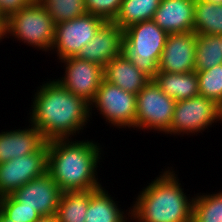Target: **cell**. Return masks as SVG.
Instances as JSON below:
<instances>
[{"instance_id":"1","label":"cell","mask_w":222,"mask_h":222,"mask_svg":"<svg viewBox=\"0 0 222 222\" xmlns=\"http://www.w3.org/2000/svg\"><path fill=\"white\" fill-rule=\"evenodd\" d=\"M43 82L33 96L29 122L48 142L82 133L90 122V104L77 97L56 79ZM89 120V121H88Z\"/></svg>"},{"instance_id":"2","label":"cell","mask_w":222,"mask_h":222,"mask_svg":"<svg viewBox=\"0 0 222 222\" xmlns=\"http://www.w3.org/2000/svg\"><path fill=\"white\" fill-rule=\"evenodd\" d=\"M73 139L48 141L47 172L62 192L102 187L96 175L103 148L98 141Z\"/></svg>"},{"instance_id":"3","label":"cell","mask_w":222,"mask_h":222,"mask_svg":"<svg viewBox=\"0 0 222 222\" xmlns=\"http://www.w3.org/2000/svg\"><path fill=\"white\" fill-rule=\"evenodd\" d=\"M162 173V174H161ZM140 191L131 209L136 222H192L193 200L171 167ZM181 185V186H180Z\"/></svg>"},{"instance_id":"4","label":"cell","mask_w":222,"mask_h":222,"mask_svg":"<svg viewBox=\"0 0 222 222\" xmlns=\"http://www.w3.org/2000/svg\"><path fill=\"white\" fill-rule=\"evenodd\" d=\"M168 35L153 20L133 24L123 30V53L153 79Z\"/></svg>"},{"instance_id":"5","label":"cell","mask_w":222,"mask_h":222,"mask_svg":"<svg viewBox=\"0 0 222 222\" xmlns=\"http://www.w3.org/2000/svg\"><path fill=\"white\" fill-rule=\"evenodd\" d=\"M55 29L56 23L47 9L35 0L6 19L2 39L12 36L32 48L47 52L51 51Z\"/></svg>"},{"instance_id":"6","label":"cell","mask_w":222,"mask_h":222,"mask_svg":"<svg viewBox=\"0 0 222 222\" xmlns=\"http://www.w3.org/2000/svg\"><path fill=\"white\" fill-rule=\"evenodd\" d=\"M218 121L222 123V107L213 100L199 95L176 102L171 126L166 133L198 135Z\"/></svg>"},{"instance_id":"7","label":"cell","mask_w":222,"mask_h":222,"mask_svg":"<svg viewBox=\"0 0 222 222\" xmlns=\"http://www.w3.org/2000/svg\"><path fill=\"white\" fill-rule=\"evenodd\" d=\"M135 128L166 134L171 126L176 101L151 79L137 94Z\"/></svg>"},{"instance_id":"8","label":"cell","mask_w":222,"mask_h":222,"mask_svg":"<svg viewBox=\"0 0 222 222\" xmlns=\"http://www.w3.org/2000/svg\"><path fill=\"white\" fill-rule=\"evenodd\" d=\"M137 96L105 80L101 83L95 99L90 104L92 110H99L103 118L116 128H135ZM95 108V109H92Z\"/></svg>"},{"instance_id":"9","label":"cell","mask_w":222,"mask_h":222,"mask_svg":"<svg viewBox=\"0 0 222 222\" xmlns=\"http://www.w3.org/2000/svg\"><path fill=\"white\" fill-rule=\"evenodd\" d=\"M105 22L99 16L86 13L75 19L57 23L51 50L55 49L59 60L77 56Z\"/></svg>"},{"instance_id":"10","label":"cell","mask_w":222,"mask_h":222,"mask_svg":"<svg viewBox=\"0 0 222 222\" xmlns=\"http://www.w3.org/2000/svg\"><path fill=\"white\" fill-rule=\"evenodd\" d=\"M48 142L38 151L0 163V197L12 195L17 189L47 172Z\"/></svg>"},{"instance_id":"11","label":"cell","mask_w":222,"mask_h":222,"mask_svg":"<svg viewBox=\"0 0 222 222\" xmlns=\"http://www.w3.org/2000/svg\"><path fill=\"white\" fill-rule=\"evenodd\" d=\"M64 63V77L56 79L67 90L91 104L104 80V67L77 56L60 60Z\"/></svg>"},{"instance_id":"12","label":"cell","mask_w":222,"mask_h":222,"mask_svg":"<svg viewBox=\"0 0 222 222\" xmlns=\"http://www.w3.org/2000/svg\"><path fill=\"white\" fill-rule=\"evenodd\" d=\"M62 191L48 172L34 178L12 196L23 206L35 209L41 216H55Z\"/></svg>"},{"instance_id":"13","label":"cell","mask_w":222,"mask_h":222,"mask_svg":"<svg viewBox=\"0 0 222 222\" xmlns=\"http://www.w3.org/2000/svg\"><path fill=\"white\" fill-rule=\"evenodd\" d=\"M196 41L197 34L194 31L169 34L158 62V71H195Z\"/></svg>"},{"instance_id":"14","label":"cell","mask_w":222,"mask_h":222,"mask_svg":"<svg viewBox=\"0 0 222 222\" xmlns=\"http://www.w3.org/2000/svg\"><path fill=\"white\" fill-rule=\"evenodd\" d=\"M122 53L123 30L113 21H106L77 57L104 67Z\"/></svg>"},{"instance_id":"15","label":"cell","mask_w":222,"mask_h":222,"mask_svg":"<svg viewBox=\"0 0 222 222\" xmlns=\"http://www.w3.org/2000/svg\"><path fill=\"white\" fill-rule=\"evenodd\" d=\"M195 0H161L152 20L166 33L193 31Z\"/></svg>"},{"instance_id":"16","label":"cell","mask_w":222,"mask_h":222,"mask_svg":"<svg viewBox=\"0 0 222 222\" xmlns=\"http://www.w3.org/2000/svg\"><path fill=\"white\" fill-rule=\"evenodd\" d=\"M29 127L0 132V163L34 153L47 142L38 128Z\"/></svg>"},{"instance_id":"17","label":"cell","mask_w":222,"mask_h":222,"mask_svg":"<svg viewBox=\"0 0 222 222\" xmlns=\"http://www.w3.org/2000/svg\"><path fill=\"white\" fill-rule=\"evenodd\" d=\"M104 80L127 92L137 94L151 78L122 53L104 66Z\"/></svg>"},{"instance_id":"18","label":"cell","mask_w":222,"mask_h":222,"mask_svg":"<svg viewBox=\"0 0 222 222\" xmlns=\"http://www.w3.org/2000/svg\"><path fill=\"white\" fill-rule=\"evenodd\" d=\"M112 198L114 199L103 187L94 190L89 197L85 222H127V219L131 220V209L127 213L124 212L125 210L119 208L117 201Z\"/></svg>"},{"instance_id":"19","label":"cell","mask_w":222,"mask_h":222,"mask_svg":"<svg viewBox=\"0 0 222 222\" xmlns=\"http://www.w3.org/2000/svg\"><path fill=\"white\" fill-rule=\"evenodd\" d=\"M153 80L164 93L176 102L199 96L196 71L187 73L158 71Z\"/></svg>"},{"instance_id":"20","label":"cell","mask_w":222,"mask_h":222,"mask_svg":"<svg viewBox=\"0 0 222 222\" xmlns=\"http://www.w3.org/2000/svg\"><path fill=\"white\" fill-rule=\"evenodd\" d=\"M193 31L199 35H222V4L195 0Z\"/></svg>"},{"instance_id":"21","label":"cell","mask_w":222,"mask_h":222,"mask_svg":"<svg viewBox=\"0 0 222 222\" xmlns=\"http://www.w3.org/2000/svg\"><path fill=\"white\" fill-rule=\"evenodd\" d=\"M94 190L62 192L55 215L58 222H85L89 197Z\"/></svg>"},{"instance_id":"22","label":"cell","mask_w":222,"mask_h":222,"mask_svg":"<svg viewBox=\"0 0 222 222\" xmlns=\"http://www.w3.org/2000/svg\"><path fill=\"white\" fill-rule=\"evenodd\" d=\"M161 0H123L118 15L114 19L122 30L147 20H152Z\"/></svg>"},{"instance_id":"23","label":"cell","mask_w":222,"mask_h":222,"mask_svg":"<svg viewBox=\"0 0 222 222\" xmlns=\"http://www.w3.org/2000/svg\"><path fill=\"white\" fill-rule=\"evenodd\" d=\"M192 222H222V190L194 194Z\"/></svg>"},{"instance_id":"24","label":"cell","mask_w":222,"mask_h":222,"mask_svg":"<svg viewBox=\"0 0 222 222\" xmlns=\"http://www.w3.org/2000/svg\"><path fill=\"white\" fill-rule=\"evenodd\" d=\"M220 64H222L220 36L197 34L195 71L208 70Z\"/></svg>"},{"instance_id":"25","label":"cell","mask_w":222,"mask_h":222,"mask_svg":"<svg viewBox=\"0 0 222 222\" xmlns=\"http://www.w3.org/2000/svg\"><path fill=\"white\" fill-rule=\"evenodd\" d=\"M55 23L75 19L87 13L85 0H38Z\"/></svg>"},{"instance_id":"26","label":"cell","mask_w":222,"mask_h":222,"mask_svg":"<svg viewBox=\"0 0 222 222\" xmlns=\"http://www.w3.org/2000/svg\"><path fill=\"white\" fill-rule=\"evenodd\" d=\"M196 73L199 95L213 100L222 107V64Z\"/></svg>"},{"instance_id":"27","label":"cell","mask_w":222,"mask_h":222,"mask_svg":"<svg viewBox=\"0 0 222 222\" xmlns=\"http://www.w3.org/2000/svg\"><path fill=\"white\" fill-rule=\"evenodd\" d=\"M0 211L15 222H36L41 217L35 209L23 206L12 195L0 197Z\"/></svg>"},{"instance_id":"28","label":"cell","mask_w":222,"mask_h":222,"mask_svg":"<svg viewBox=\"0 0 222 222\" xmlns=\"http://www.w3.org/2000/svg\"><path fill=\"white\" fill-rule=\"evenodd\" d=\"M123 0H85L87 13L99 16L105 21H114Z\"/></svg>"},{"instance_id":"29","label":"cell","mask_w":222,"mask_h":222,"mask_svg":"<svg viewBox=\"0 0 222 222\" xmlns=\"http://www.w3.org/2000/svg\"><path fill=\"white\" fill-rule=\"evenodd\" d=\"M35 0H0V13L7 19L13 13L31 5Z\"/></svg>"},{"instance_id":"30","label":"cell","mask_w":222,"mask_h":222,"mask_svg":"<svg viewBox=\"0 0 222 222\" xmlns=\"http://www.w3.org/2000/svg\"><path fill=\"white\" fill-rule=\"evenodd\" d=\"M36 222H58L56 216H41Z\"/></svg>"},{"instance_id":"31","label":"cell","mask_w":222,"mask_h":222,"mask_svg":"<svg viewBox=\"0 0 222 222\" xmlns=\"http://www.w3.org/2000/svg\"><path fill=\"white\" fill-rule=\"evenodd\" d=\"M5 24H6V19L0 13V32L1 33L4 31Z\"/></svg>"},{"instance_id":"32","label":"cell","mask_w":222,"mask_h":222,"mask_svg":"<svg viewBox=\"0 0 222 222\" xmlns=\"http://www.w3.org/2000/svg\"><path fill=\"white\" fill-rule=\"evenodd\" d=\"M0 222H15V221L7 218V217L0 211Z\"/></svg>"},{"instance_id":"33","label":"cell","mask_w":222,"mask_h":222,"mask_svg":"<svg viewBox=\"0 0 222 222\" xmlns=\"http://www.w3.org/2000/svg\"><path fill=\"white\" fill-rule=\"evenodd\" d=\"M204 1L215 3V4H222V0H204Z\"/></svg>"},{"instance_id":"34","label":"cell","mask_w":222,"mask_h":222,"mask_svg":"<svg viewBox=\"0 0 222 222\" xmlns=\"http://www.w3.org/2000/svg\"><path fill=\"white\" fill-rule=\"evenodd\" d=\"M220 48L222 50V35L220 36Z\"/></svg>"},{"instance_id":"35","label":"cell","mask_w":222,"mask_h":222,"mask_svg":"<svg viewBox=\"0 0 222 222\" xmlns=\"http://www.w3.org/2000/svg\"><path fill=\"white\" fill-rule=\"evenodd\" d=\"M2 41V33L0 32V42Z\"/></svg>"}]
</instances>
